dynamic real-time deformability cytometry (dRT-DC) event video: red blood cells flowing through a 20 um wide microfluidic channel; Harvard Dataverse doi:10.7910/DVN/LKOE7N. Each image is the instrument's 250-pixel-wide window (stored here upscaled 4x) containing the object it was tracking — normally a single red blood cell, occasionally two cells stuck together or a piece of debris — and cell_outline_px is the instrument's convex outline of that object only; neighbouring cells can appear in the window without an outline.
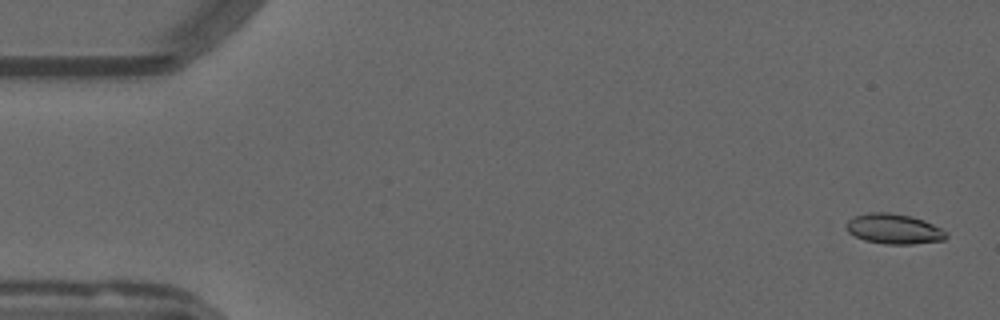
{"species": "common noctule bat (a hibernating species)", "species_latin": "Nyctalus noctula", "temperature_condition": "warm", "stored_images_in_passage": 54, "camera_frame_rate_fps": 3000, "um_per_image_px": 0.085, "animal": {"sex": "male", "forearm_length_mm": 52.5}, "frame": {"image": 1, "passage_image": 2, "time_ms": 0.333, "image_size_px": [1000, 320], "cell_outline_px": [[948, 236], [944, 240], [912, 244], [884, 244], [864, 240], [848, 232], [848, 220], [856, 216], [868, 212], [888, 212], [912, 216], [924, 220], [948, 232]], "centroid_in_image_um": [76.02, 19.46], "position_along_channel_um": 9.0, "area_um2": 17.46}}
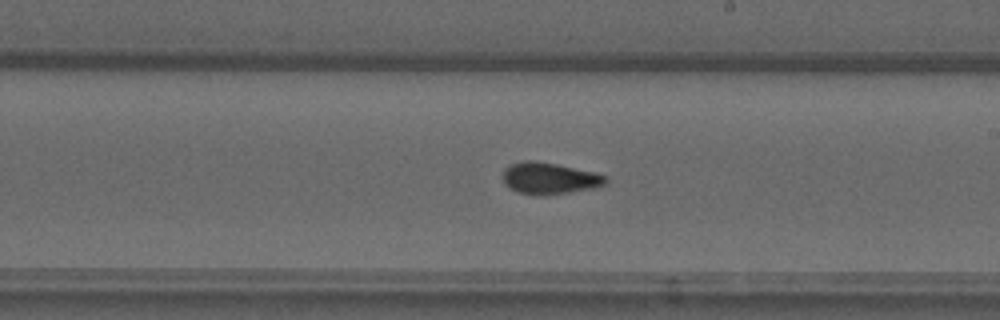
{"frame": {"image": 2, "passage_image": 31, "time_ms": 10.0, "image_size_px": [1000, 320], "cell_outline_px": [[608, 184], [596, 188], [540, 196], [536, 196], [516, 192], [508, 188], [504, 184], [504, 168], [508, 164], [524, 160], [536, 160], [596, 172], [608, 176]], "centroid_in_image_um": [46.71, 15.16], "position_along_channel_um": 242.3, "area_um2": 19.42}}
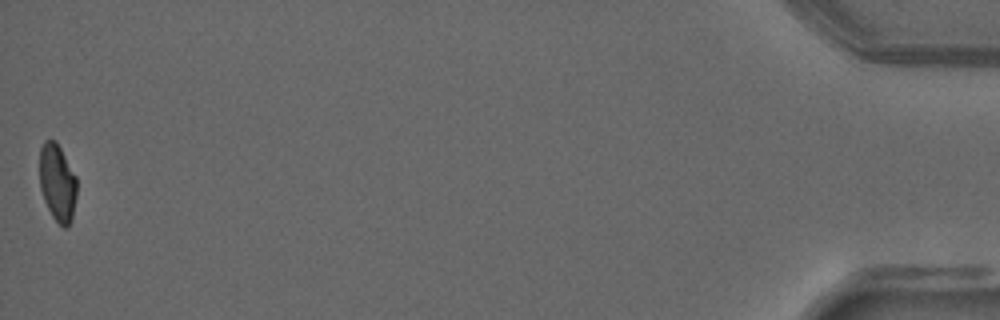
{"frame": {"image": 3, "passage_image": 54, "time_ms": 17.667, "image_size_px": [1000, 320], "cell_outline_px": [[76, 196], [72, 220], [68, 228], [64, 228], [52, 216], [44, 200], [40, 188], [40, 148], [44, 140], [56, 140], [76, 176]], "centroid_in_image_um": [4.88, 15.53], "position_along_channel_um": 430.3, "area_um2": 16.82}, "authors_computed_cell_mechanics": {"area_um2": 17.8602, "velocity_mm_per_s": 3.7964, "shape_relaxation_time_tau1_ms": 8.5437, "shape_relaxation_time_tau2_ms": 1.0573, "deformation_change_tau1": 0.2031, "deformation_change_tau2": 0.0619}}